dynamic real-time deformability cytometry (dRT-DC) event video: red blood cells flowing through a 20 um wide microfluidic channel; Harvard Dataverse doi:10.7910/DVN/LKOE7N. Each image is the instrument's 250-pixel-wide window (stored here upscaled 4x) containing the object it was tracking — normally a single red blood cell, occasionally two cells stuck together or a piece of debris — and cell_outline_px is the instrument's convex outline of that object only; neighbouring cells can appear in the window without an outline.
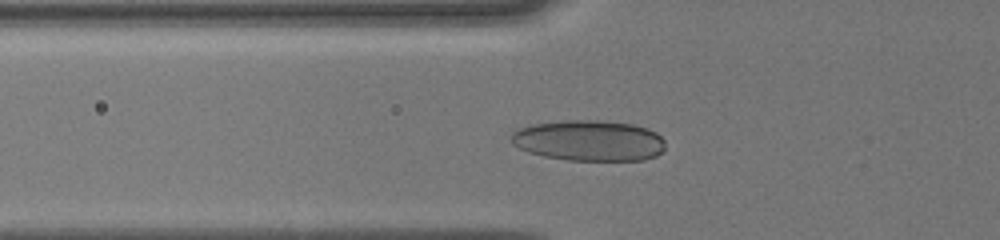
{"species": "human", "species_latin": "Homo sapiens", "temperature_condition": "cold", "stored_images_in_passage": 51, "camera_frame_rate_fps": 3000, "um_per_image_px": 0.085, "donor": {"sex": "male"}, "frame": {"image": 1, "passage_image": 28, "time_ms": 4.667, "image_size_px": [1000, 240], "cell_outline_px": [[664, 148], [656, 156], [644, 160], [568, 160], [544, 156], [528, 152], [512, 144], [512, 132], [520, 128], [532, 124], [564, 120], [596, 120], [632, 124], [648, 128], [656, 132], [664, 140]], "centroid_in_image_um": [50.07, 11.94], "position_along_channel_um": 75.7, "area_um2": 36.59}}
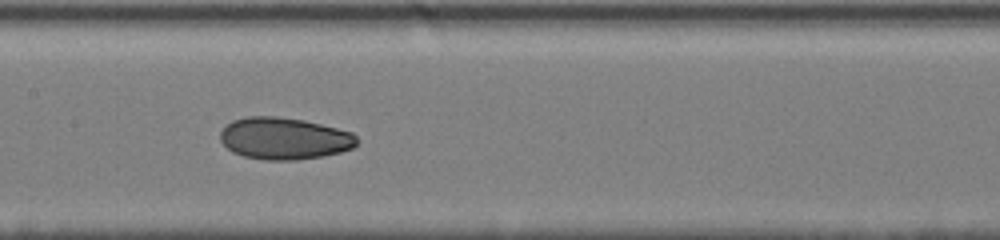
{"frame": {"image": 2, "passage_image": 42, "time_ms": 7.333, "image_size_px": [1000, 240], "cell_outline_px": [[356, 144], [352, 148], [340, 152], [324, 156], [296, 160], [264, 160], [244, 156], [232, 152], [220, 140], [220, 132], [232, 120], [248, 116], [276, 116], [304, 120], [352, 132], [356, 136]], "centroid_in_image_um": [24.14, 11.77], "position_along_channel_um": 183.3, "area_um2": 33.35}}
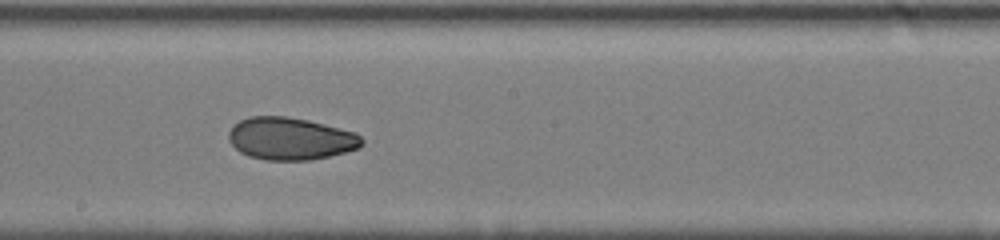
{"frame": {"image": 3, "passage_image": 47, "time_ms": 8.333, "image_size_px": [1000, 240], "cell_outline_px": [[364, 144], [356, 148], [344, 152], [312, 160], [264, 160], [248, 156], [240, 152], [228, 140], [228, 132], [232, 124], [240, 120], [252, 116], [288, 116], [308, 120], [356, 132], [364, 140]], "centroid_in_image_um": [24.66, 11.78], "position_along_channel_um": 223.5, "area_um2": 33.06}}